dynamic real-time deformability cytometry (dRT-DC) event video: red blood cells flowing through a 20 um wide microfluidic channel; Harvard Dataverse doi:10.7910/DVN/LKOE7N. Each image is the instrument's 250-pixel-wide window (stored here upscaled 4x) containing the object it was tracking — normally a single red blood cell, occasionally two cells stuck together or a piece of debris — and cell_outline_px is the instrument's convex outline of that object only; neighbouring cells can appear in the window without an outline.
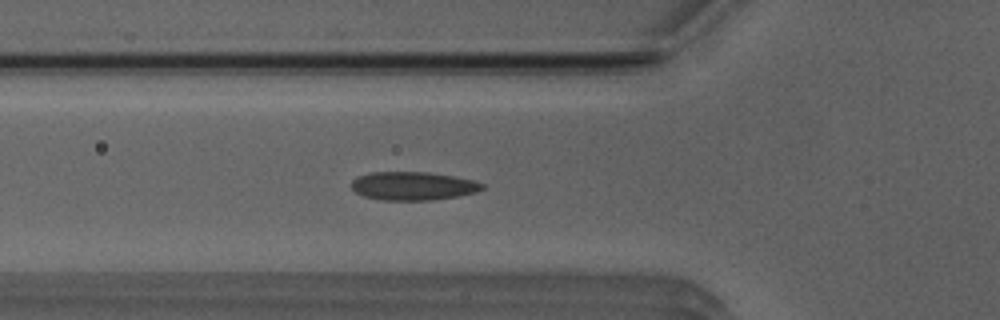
{"species": "Egyptian fruit bat (a non-hibernating species)", "species_latin": "Rousettus aegyptiacus", "temperature_condition": "room temperature", "stored_images_in_passage": 33, "camera_frame_rate_fps": 3000, "um_per_image_px": 0.085, "animal": {"sex": "male"}, "frame": {"image": 1, "passage_image": 4, "time_ms": 1.0, "image_size_px": [1000, 320], "cell_outline_px": [[484, 188], [476, 192], [460, 196], [432, 200], [380, 200], [364, 196], [356, 192], [352, 188], [352, 180], [356, 176], [368, 172], [428, 172], [456, 176], [472, 180], [484, 184]], "centroid_in_image_um": [35.1, 15.8], "position_along_channel_um": 90.7, "area_um2": 21.85}}
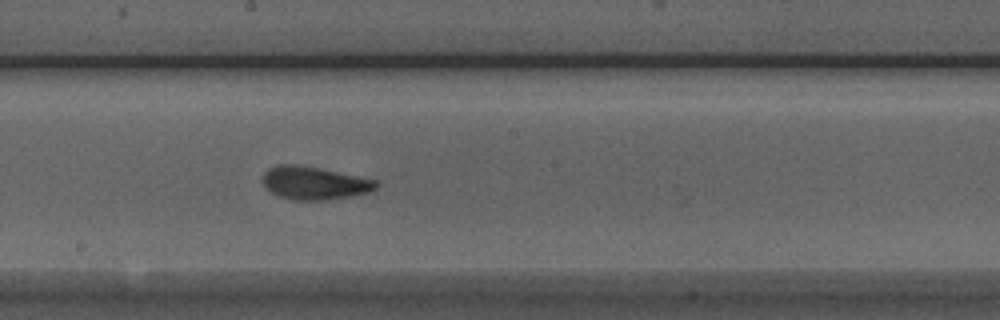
{"frame": {"image": 2, "passage_image": 14, "time_ms": 4.333, "image_size_px": [1000, 320], "cell_outline_px": [[380, 184], [376, 188], [368, 192], [352, 196], [328, 200], [296, 200], [276, 196], [264, 188], [260, 180], [264, 172], [268, 168], [276, 164], [296, 164], [376, 180]], "centroid_in_image_um": [26.63, 15.57], "position_along_channel_um": 221.6, "area_um2": 21.96}}
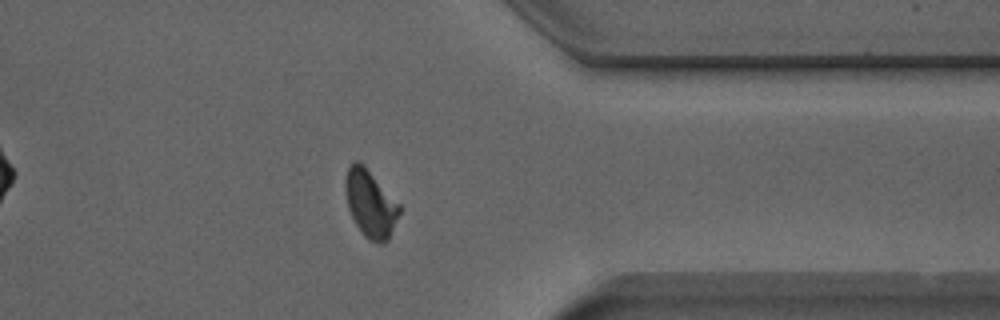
{"frame": {"image": 3, "passage_image": 27, "time_ms": 8.667, "image_size_px": [1000, 320], "cell_outline_px": [[400, 212], [388, 240], [380, 244], [368, 240], [364, 236], [356, 224], [348, 208], [344, 184], [344, 180], [348, 168], [356, 160], [360, 160], [364, 164], [400, 204]], "centroid_in_image_um": [31.48, 17.3], "position_along_channel_um": 379.9, "area_um2": 21.21}, "authors_computed_cell_mechanics": {"area_um2": 21.4438, "velocity_mm_per_s": 3.9152, "shape_relaxation_time_tau1_ms": 3.9517, "shape_relaxation_time_tau2_ms": 1.4269, "deformation_change_tau1": 0.1371, "deformation_change_tau2": 0.0643}}